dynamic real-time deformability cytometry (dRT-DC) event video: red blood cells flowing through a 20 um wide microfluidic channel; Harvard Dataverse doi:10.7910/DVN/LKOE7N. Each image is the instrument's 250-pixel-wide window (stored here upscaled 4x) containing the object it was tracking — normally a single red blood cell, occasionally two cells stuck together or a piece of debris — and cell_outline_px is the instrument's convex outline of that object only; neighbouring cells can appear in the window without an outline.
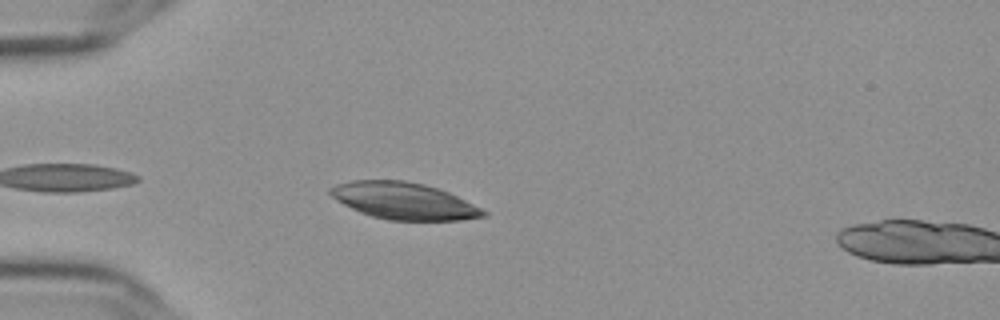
{"species": "Egyptian fruit bat (a non-hibernating species)", "species_latin": "Rousettus aegyptiacus", "temperature_condition": "cold", "stored_images_in_passage": 41, "camera_frame_rate_fps": 3000, "um_per_image_px": 0.085, "frame": {"image": 1, "passage_image": 4, "time_ms": 1.0, "image_size_px": [1000, 320], "cell_outline_px": [[488, 216], [460, 220], [388, 220], [372, 216], [360, 212], [336, 200], [328, 192], [328, 188], [336, 184], [352, 180], [404, 180], [424, 184], [448, 192], [488, 212]], "centroid_in_image_um": [34.3, 17.07], "position_along_channel_um": 50.7, "area_um2": 32.66}}
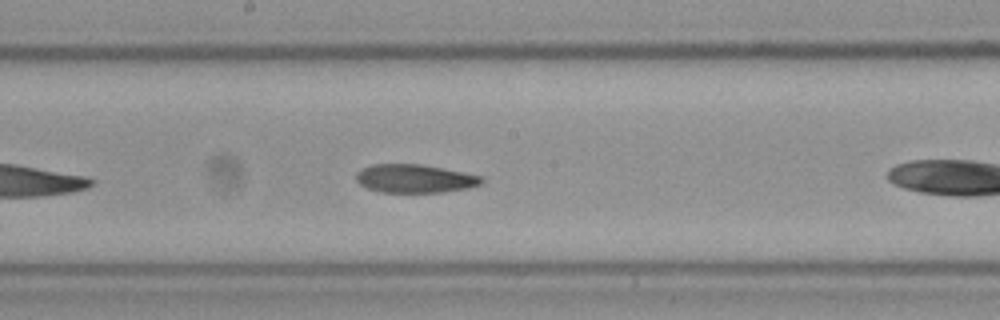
{"frame": {"image": 2, "passage_image": 15, "time_ms": 4.667, "image_size_px": [1000, 320], "cell_outline_px": [[484, 184], [468, 188], [444, 192], [380, 192], [368, 188], [360, 184], [356, 180], [356, 172], [372, 164], [420, 164], [484, 176]], "centroid_in_image_um": [35.3, 15.18], "position_along_channel_um": 212.9, "area_um2": 20.81}}
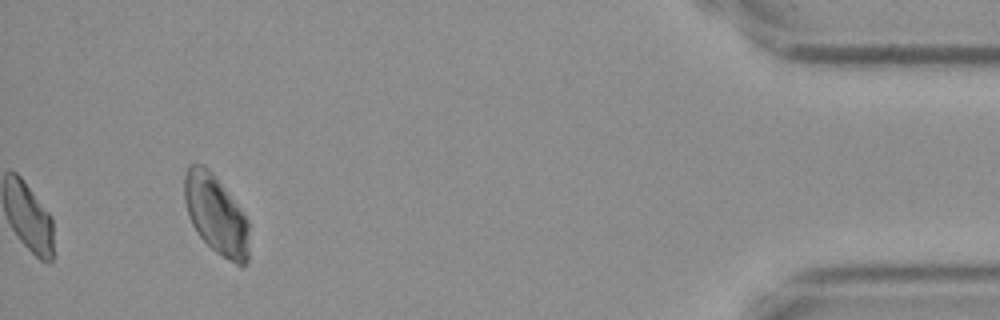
{"frame": {"image": 3, "passage_image": 41, "time_ms": 13.333, "image_size_px": [1000, 320], "cell_outline_px": [[248, 260], [244, 268], [240, 268], [216, 252], [196, 232], [188, 216], [184, 200], [184, 176], [188, 164], [204, 164], [216, 176], [248, 220]], "centroid_in_image_um": [18.35, 18.25], "position_along_channel_um": 416.9, "area_um2": 30.0}, "authors_computed_cell_mechanics": {"area_um2": 21.4438, "velocity_mm_per_s": 3.6036, "shape_relaxation_time_tau1_ms": null, "shape_relaxation_time_tau2_ms": 2.8292, "deformation_change_tau1": null, "deformation_change_tau2": 0.0811}}